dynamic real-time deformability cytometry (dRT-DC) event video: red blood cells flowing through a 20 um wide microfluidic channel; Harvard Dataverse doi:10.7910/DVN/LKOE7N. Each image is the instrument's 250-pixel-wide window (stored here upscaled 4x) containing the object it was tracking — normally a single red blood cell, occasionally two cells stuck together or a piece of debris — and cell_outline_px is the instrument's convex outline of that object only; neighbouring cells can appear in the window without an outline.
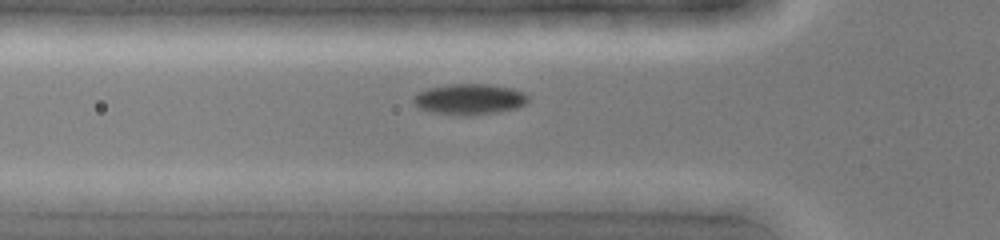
{"species": "common noctule bat (a hibernating species)", "species_latin": "Nyctalus noctula", "temperature_condition": "cold", "stored_images_in_passage": 39, "camera_frame_rate_fps": 3000, "um_per_image_px": 0.085, "animal": {"sex": "female", "body_mass_g": 19.0, "forearm_length_mm": 51.5}, "frame": {"image": 1, "passage_image": 12, "time_ms": 3.667, "image_size_px": [1000, 240], "cell_outline_px": [[528, 100], [524, 104], [516, 108], [496, 112], [468, 116], [464, 116], [428, 112], [420, 108], [412, 100], [412, 96], [428, 88], [448, 84], [488, 84], [512, 88], [528, 96]], "centroid_in_image_um": [39.86, 8.44], "position_along_channel_um": 85.9, "area_um2": 20.52}}
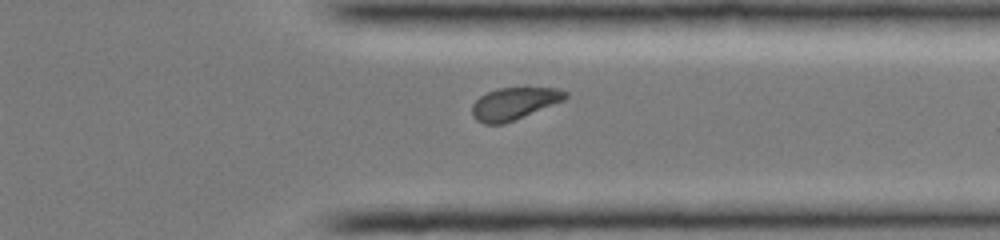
{"frame": {"image": 2, "passage_image": 31, "time_ms": 10.0, "image_size_px": [1000, 240], "cell_outline_px": [[568, 96], [564, 100], [504, 124], [484, 124], [476, 120], [472, 116], [472, 104], [480, 96], [496, 88], [556, 88], [568, 92]], "centroid_in_image_um": [43.68, 8.8], "position_along_channel_um": 367.7, "area_um2": 17.4}}
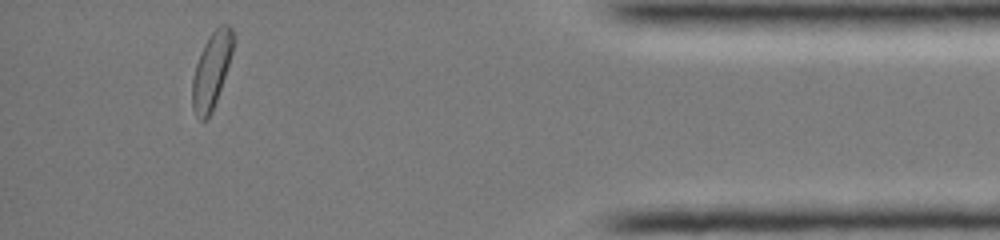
{"frame": {"image": 3, "passage_image": 37, "time_ms": 12.0, "image_size_px": [1000, 240], "cell_outline_px": [[236, 40], [212, 112], [204, 120], [200, 120], [196, 116], [192, 108], [192, 80], [196, 64], [200, 52], [208, 36], [220, 24], [228, 24], [232, 28]], "centroid_in_image_um": [17.98, 5.93], "position_along_channel_um": 417.2, "area_um2": 17.98}}